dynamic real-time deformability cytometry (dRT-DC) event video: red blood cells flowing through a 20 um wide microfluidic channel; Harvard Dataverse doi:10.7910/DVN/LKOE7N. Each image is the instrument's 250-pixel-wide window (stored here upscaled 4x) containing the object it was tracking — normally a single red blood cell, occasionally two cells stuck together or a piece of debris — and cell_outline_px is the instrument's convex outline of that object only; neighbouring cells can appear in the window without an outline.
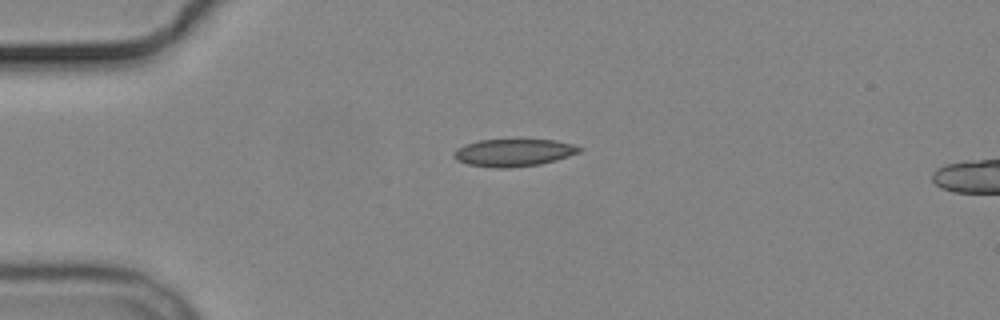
{"species": "common noctule bat (a hibernating species)", "species_latin": "Nyctalus noctula", "temperature_condition": "cold", "stored_images_in_passage": 3, "camera_frame_rate_fps": 3000, "um_per_image_px": 0.085, "animal": {"sex": "male", "body_mass_g": 19.2, "forearm_length_mm": 51.8}, "frame": {"image": 1, "passage_image": 1, "time_ms": 0.0, "image_size_px": [1000, 320], "cell_outline_px": [[584, 148], [580, 152], [556, 160], [540, 164], [508, 168], [496, 168], [468, 164], [456, 160], [452, 156], [452, 152], [456, 148], [464, 144], [480, 140], [556, 140], [572, 144]], "centroid_in_image_um": [43.63, 12.97], "position_along_channel_um": 41.4, "area_um2": 20.11}}